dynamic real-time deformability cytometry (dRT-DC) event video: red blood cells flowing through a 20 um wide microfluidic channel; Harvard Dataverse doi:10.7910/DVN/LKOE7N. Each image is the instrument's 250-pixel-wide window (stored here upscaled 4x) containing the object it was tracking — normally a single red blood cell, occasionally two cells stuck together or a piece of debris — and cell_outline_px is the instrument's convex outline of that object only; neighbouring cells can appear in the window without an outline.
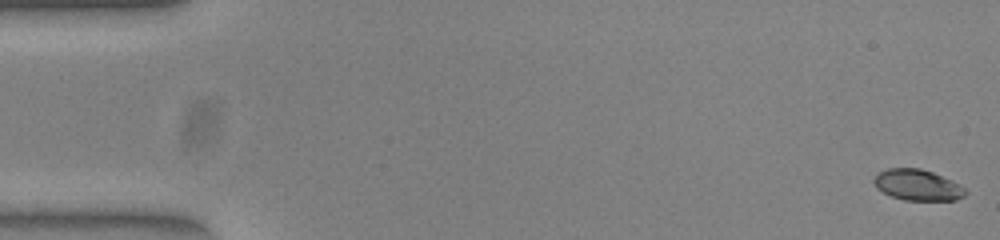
{"species": "common noctule bat (a hibernating species)", "species_latin": "Nyctalus noctula", "temperature_condition": "warm", "stored_images_in_passage": 52, "camera_frame_rate_fps": 3000, "um_per_image_px": 0.085, "animal": {"sex": "female", "body_mass_g": 23.0, "forearm_length_mm": 53.4}, "frame": {"image": 1, "passage_image": 1, "time_ms": 0.0, "image_size_px": [1000, 240], "cell_outline_px": [[968, 192], [964, 196], [956, 200], [904, 200], [892, 196], [876, 188], [872, 180], [880, 172], [888, 168], [920, 168], [932, 172], [964, 188]], "centroid_in_image_um": [77.96, 15.73], "position_along_channel_um": 7.0, "area_um2": 16.18}}
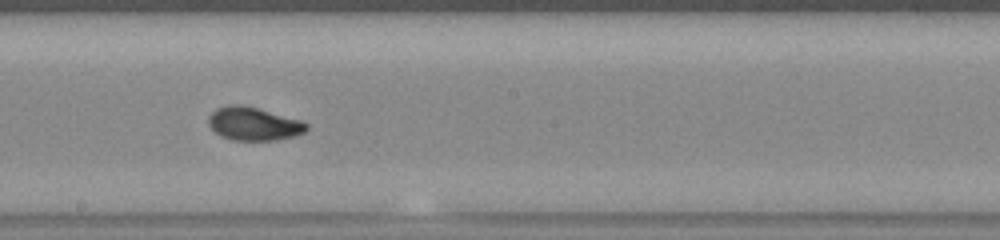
{"frame": {"image": 2, "passage_image": 29, "time_ms": 9.333, "image_size_px": [1000, 240], "cell_outline_px": [[308, 128], [304, 132], [292, 136], [276, 140], [232, 140], [220, 136], [208, 124], [208, 116], [216, 108], [228, 104], [240, 104], [256, 108], [300, 120], [308, 124]], "centroid_in_image_um": [21.51, 10.52], "position_along_channel_um": 226.7, "area_um2": 18.84}}
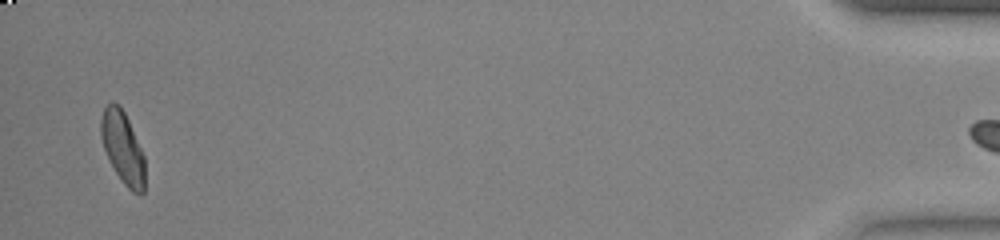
{"frame": {"image": 3, "passage_image": 51, "time_ms": 16.667, "image_size_px": [1000, 240], "cell_outline_px": [[144, 192], [140, 196], [132, 192], [124, 184], [116, 172], [104, 148], [100, 136], [100, 120], [104, 108], [112, 100], [124, 112], [128, 120], [144, 156]], "centroid_in_image_um": [10.43, 12.56], "position_along_channel_um": 424.8, "area_um2": 18.15}, "authors_computed_cell_mechanics": {"area_um2": 18.3804, "velocity_mm_per_s": 3.9333, "shape_relaxation_time_tau1_ms": 3.2498, "shape_relaxation_time_tau2_ms": 1.0143, "deformation_change_tau1": 0.136, "deformation_change_tau2": 0.0455}}